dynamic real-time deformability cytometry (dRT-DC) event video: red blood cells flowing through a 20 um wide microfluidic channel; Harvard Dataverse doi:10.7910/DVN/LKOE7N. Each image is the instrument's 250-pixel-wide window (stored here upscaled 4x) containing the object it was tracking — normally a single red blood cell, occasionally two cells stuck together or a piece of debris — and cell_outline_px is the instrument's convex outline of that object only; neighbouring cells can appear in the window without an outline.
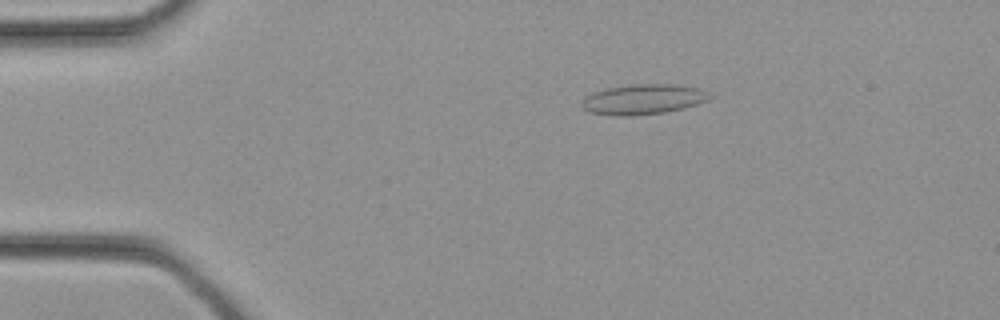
{"species": "common noctule bat (a hibernating species)", "species_latin": "Nyctalus noctula", "temperature_condition": "cold", "stored_images_in_passage": 12, "camera_frame_rate_fps": 3000, "um_per_image_px": 0.085, "animal": {"sex": "female", "body_mass_g": 21.9}, "frame": {"image": 1, "passage_image": 6, "time_ms": 1.667, "image_size_px": [1000, 320], "cell_outline_px": [[712, 96], [708, 100], [684, 108], [664, 112], [628, 116], [616, 116], [588, 112], [580, 104], [584, 96], [592, 92], [608, 88], [632, 84], [672, 84], [696, 88], [708, 92]], "centroid_in_image_um": [54.62, 8.44], "position_along_channel_um": 30.4, "area_um2": 22.43}}
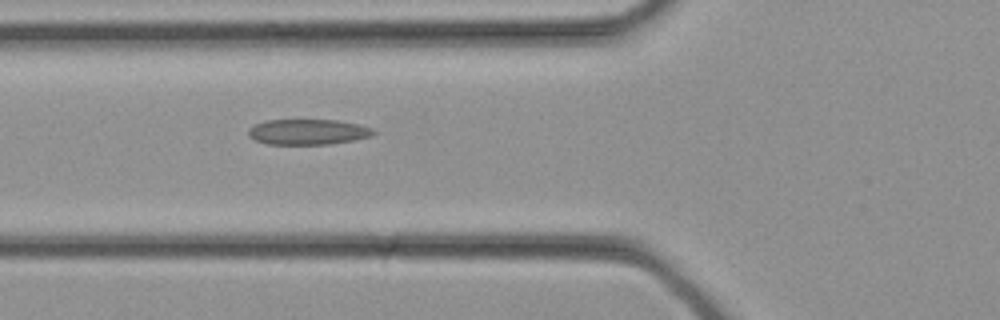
{"frame": {"image": 2, "passage_image": 12, "time_ms": 3.667, "image_size_px": [1000, 320], "cell_outline_px": [[376, 132], [372, 136], [352, 140], [328, 144], [264, 144], [248, 136], [248, 128], [256, 124], [268, 120], [336, 120], [360, 124], [372, 128]], "centroid_in_image_um": [26.17, 11.21], "position_along_channel_um": 99.6, "area_um2": 18.55}}